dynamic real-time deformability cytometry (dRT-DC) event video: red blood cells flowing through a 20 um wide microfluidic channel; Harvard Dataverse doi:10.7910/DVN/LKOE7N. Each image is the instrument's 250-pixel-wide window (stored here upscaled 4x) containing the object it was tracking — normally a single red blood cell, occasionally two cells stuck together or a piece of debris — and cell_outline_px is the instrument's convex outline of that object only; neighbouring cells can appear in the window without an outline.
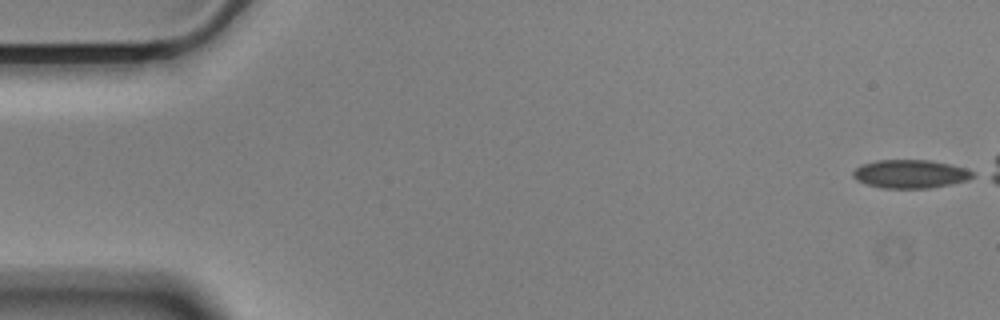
{"species": "Egyptian fruit bat (a non-hibernating species)", "species_latin": "Rousettus aegyptiacus", "temperature_condition": "cold", "stored_images_in_passage": 34, "camera_frame_rate_fps": 3000, "um_per_image_px": 0.085, "animal": {"sex": "male"}, "frame": {"image": 1, "passage_image": 1, "time_ms": 0.0, "image_size_px": [1000, 320], "cell_outline_px": [[976, 176], [968, 180], [952, 184], [928, 188], [880, 188], [856, 180], [852, 176], [852, 172], [856, 168], [864, 164], [876, 160], [928, 160], [948, 164], [964, 168], [972, 172]], "centroid_in_image_um": [77.37, 14.79], "position_along_channel_um": 7.6, "area_um2": 19.71}}
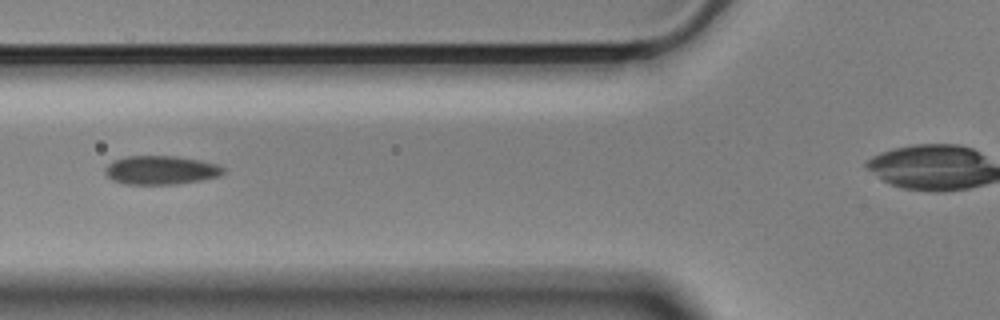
{"frame": {"image": 2, "passage_image": 21, "time_ms": 6.667, "image_size_px": [1000, 320], "cell_outline_px": [[224, 172], [220, 176], [200, 180], [176, 184], [124, 184], [112, 180], [104, 172], [104, 168], [112, 160], [128, 156], [176, 156], [200, 160], [216, 164], [224, 168]], "centroid_in_image_um": [13.64, 14.46], "position_along_channel_um": 112.2, "area_um2": 19.83}}
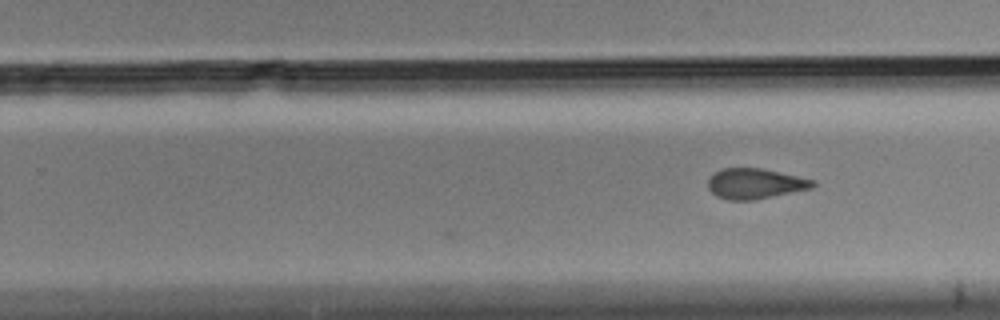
{"frame": {"image": 3, "passage_image": 34, "time_ms": 11.0, "image_size_px": [1000, 320], "cell_outline_px": [[816, 184], [812, 188], [752, 200], [728, 200], [716, 196], [708, 188], [708, 180], [716, 172], [724, 168], [760, 168], [816, 180]], "centroid_in_image_um": [64.19, 15.61], "position_along_channel_um": 265.6, "area_um2": 18.32}}